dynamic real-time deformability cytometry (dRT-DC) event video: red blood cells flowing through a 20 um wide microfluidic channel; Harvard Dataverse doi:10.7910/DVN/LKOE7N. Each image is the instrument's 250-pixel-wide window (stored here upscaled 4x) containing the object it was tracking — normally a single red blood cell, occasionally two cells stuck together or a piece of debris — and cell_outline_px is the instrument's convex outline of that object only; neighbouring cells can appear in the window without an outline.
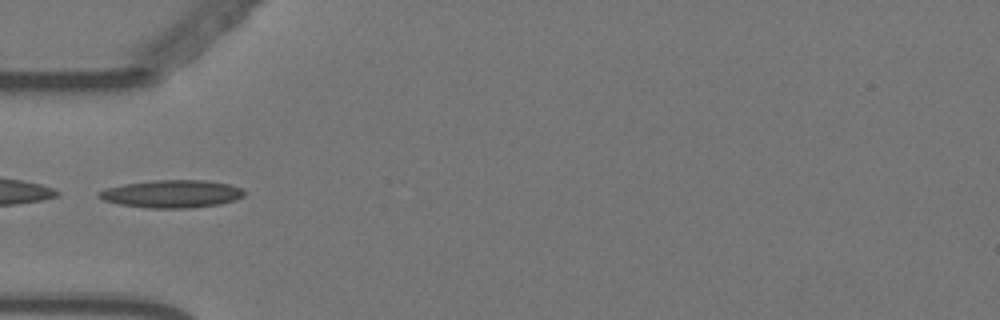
{"species": "Egyptian fruit bat (a non-hibernating species)", "species_latin": "Rousettus aegyptiacus", "temperature_condition": "warm", "stored_images_in_passage": 33, "camera_frame_rate_fps": 3000, "um_per_image_px": 0.085, "animal": {"sex": "female"}, "frame": {"image": 1, "passage_image": 1, "time_ms": 0.0, "image_size_px": [1000, 320], "cell_outline_px": [[244, 196], [236, 200], [220, 204], [188, 208], [148, 208], [120, 204], [104, 200], [96, 196], [96, 192], [108, 188], [124, 184], [152, 180], [208, 180], [228, 184], [240, 188], [244, 192]], "centroid_in_image_um": [14.6, 16.48], "position_along_channel_um": 70.4, "area_um2": 23.47}, "authors_computed_cell_mechanics": {"area_um2": 21.097, "velocity_mm_per_s": 3.5637, "shape_relaxation_time_tau1_ms": null, "shape_relaxation_time_tau2_ms": 11.3482, "deformation_change_tau1": null, "deformation_change_tau2": 0.2572}}